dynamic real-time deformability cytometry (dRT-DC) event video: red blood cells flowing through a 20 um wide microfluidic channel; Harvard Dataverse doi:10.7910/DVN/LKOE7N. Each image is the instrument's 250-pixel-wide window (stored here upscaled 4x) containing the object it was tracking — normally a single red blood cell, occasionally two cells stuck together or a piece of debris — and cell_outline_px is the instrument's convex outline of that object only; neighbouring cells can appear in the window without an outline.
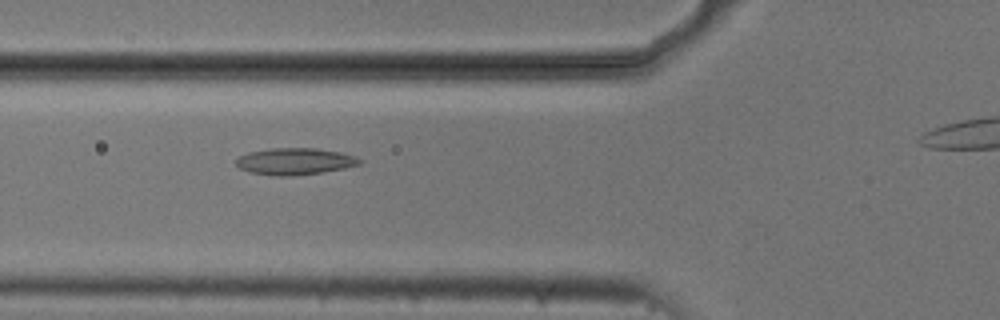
{"species": "common noctule bat (a hibernating species)", "species_latin": "Nyctalus noctula", "temperature_condition": "cold", "stored_images_in_passage": 46, "camera_frame_rate_fps": 3000, "um_per_image_px": 0.085, "animal": {"sex": "male", "body_mass_g": 20.5, "forearm_length_mm": 52.5}, "frame": {"image": 1, "passage_image": 18, "time_ms": 5.667, "image_size_px": [1000, 320], "cell_outline_px": [[364, 160], [360, 164], [344, 168], [320, 172], [288, 176], [272, 176], [248, 172], [240, 168], [236, 164], [236, 160], [240, 156], [248, 152], [268, 148], [316, 148], [340, 152], [356, 156]], "centroid_in_image_um": [25.05, 13.71], "position_along_channel_um": 100.7, "area_um2": 19.31}}
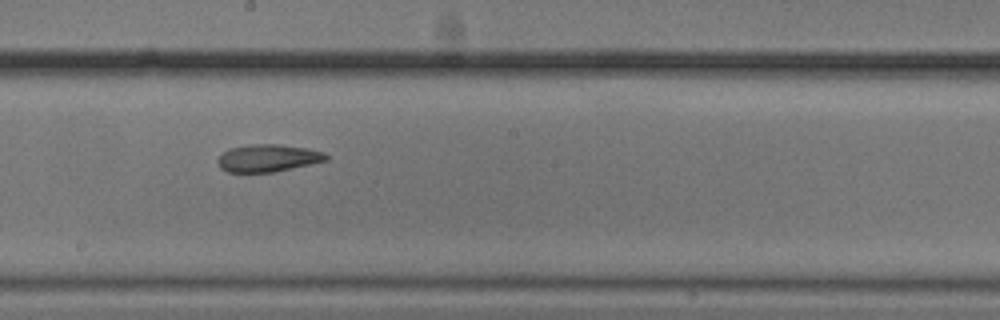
{"frame": {"image": 2, "passage_image": 28, "time_ms": 9.0, "image_size_px": [1000, 320], "cell_outline_px": [[328, 160], [272, 172], [228, 172], [220, 168], [216, 160], [228, 148], [256, 144], [276, 144], [308, 148], [324, 152], [328, 156]], "centroid_in_image_um": [22.76, 13.43], "position_along_channel_um": 225.4, "area_um2": 17.17}}
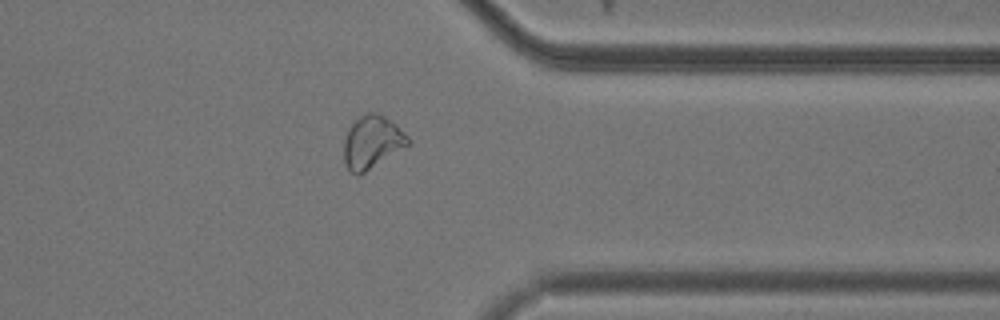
{"frame": {"image": 3, "passage_image": 41, "time_ms": 13.333, "image_size_px": [1000, 320], "cell_outline_px": [[412, 144], [364, 172], [356, 176], [344, 164], [344, 136], [348, 128], [360, 116], [368, 112], [376, 112], [384, 116], [396, 124], [412, 140]], "centroid_in_image_um": [31.64, 12.07], "position_along_channel_um": 379.8, "area_um2": 19.88}, "authors_computed_cell_mechanics": {"area_um2": 19.2763, "velocity_mm_per_s": 3.7267, "shape_relaxation_time_tau1_ms": null, "shape_relaxation_time_tau2_ms": 11.3888, "deformation_change_tau1": null, "deformation_change_tau2": 0.2087}}